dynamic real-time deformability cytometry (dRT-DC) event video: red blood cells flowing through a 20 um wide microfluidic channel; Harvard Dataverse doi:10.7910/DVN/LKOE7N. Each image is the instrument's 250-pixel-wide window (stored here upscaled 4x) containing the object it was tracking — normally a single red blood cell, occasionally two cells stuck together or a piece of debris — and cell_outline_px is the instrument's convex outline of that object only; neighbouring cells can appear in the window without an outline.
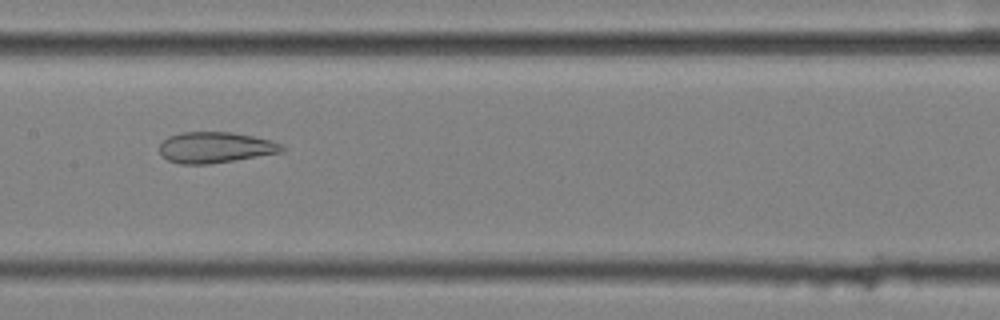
{"species": "common noctule bat (a hibernating species)", "species_latin": "Nyctalus noctula", "temperature_condition": "cold", "stored_images_in_passage": 57, "camera_frame_rate_fps": 3000, "um_per_image_px": 0.085, "animal": {"sex": "female", "body_mass_g": 25.1}, "frame": {"image": 1, "passage_image": 29, "time_ms": 9.333, "image_size_px": [1000, 320], "cell_outline_px": [[284, 152], [208, 164], [180, 164], [168, 160], [160, 156], [160, 144], [168, 136], [180, 132], [232, 132], [272, 140], [280, 144], [284, 148]], "centroid_in_image_um": [18.28, 12.53], "position_along_channel_um": 189.1, "area_um2": 22.08}}
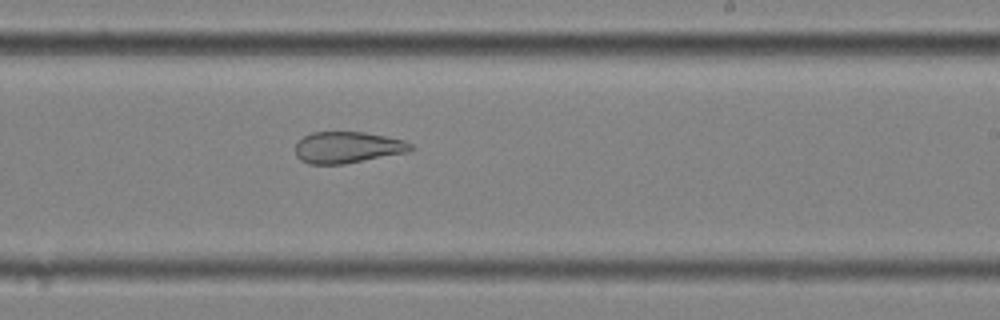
{"frame": {"image": 2, "passage_image": 35, "time_ms": 11.333, "image_size_px": [1000, 320], "cell_outline_px": [[416, 148], [408, 152], [344, 164], [308, 164], [300, 160], [296, 156], [296, 144], [304, 136], [312, 132], [364, 132], [404, 140], [412, 144]], "centroid_in_image_um": [29.55, 12.53], "position_along_channel_um": 259.4, "area_um2": 21.15}}
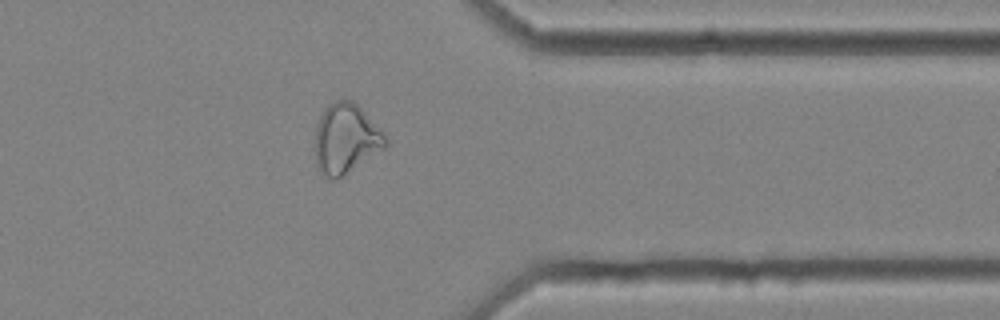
{"frame": {"image": 3, "passage_image": 46, "time_ms": 15.0, "image_size_px": [1000, 320], "cell_outline_px": [[388, 144], [384, 148], [344, 176], [336, 180], [332, 180], [316, 164], [316, 124], [324, 108], [328, 104], [336, 100], [352, 100], [388, 136]], "centroid_in_image_um": [29.42, 11.78], "position_along_channel_um": 382.0, "area_um2": 28.5}}